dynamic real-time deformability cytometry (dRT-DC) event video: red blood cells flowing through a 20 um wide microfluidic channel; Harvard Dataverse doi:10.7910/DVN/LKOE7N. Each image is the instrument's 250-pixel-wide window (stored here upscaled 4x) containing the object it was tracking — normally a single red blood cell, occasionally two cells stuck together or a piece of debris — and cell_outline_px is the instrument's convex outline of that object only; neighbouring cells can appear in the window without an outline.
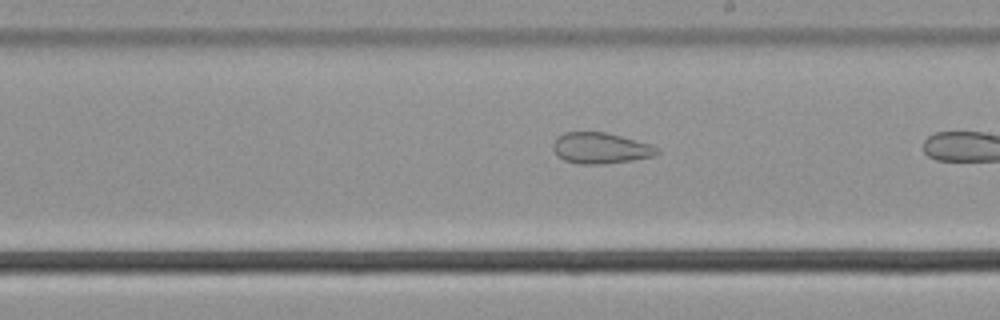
{"species": "common noctule bat (a hibernating species)", "species_latin": "Nyctalus noctula", "temperature_condition": "cold", "stored_images_in_passage": 23, "camera_frame_rate_fps": 3000, "um_per_image_px": 0.085, "animal": {"sex": "male", "body_mass_g": 21.5, "forearm_length_mm": 52.0}, "frame": {"image": 1, "passage_image": 17, "time_ms": 5.333, "image_size_px": [1000, 320], "cell_outline_px": [[660, 152], [652, 156], [632, 160], [600, 164], [580, 164], [564, 160], [556, 156], [552, 148], [552, 144], [556, 136], [564, 132], [604, 132], [652, 144]], "centroid_in_image_um": [50.98, 12.58], "position_along_channel_um": 238.0, "area_um2": 18.79}}